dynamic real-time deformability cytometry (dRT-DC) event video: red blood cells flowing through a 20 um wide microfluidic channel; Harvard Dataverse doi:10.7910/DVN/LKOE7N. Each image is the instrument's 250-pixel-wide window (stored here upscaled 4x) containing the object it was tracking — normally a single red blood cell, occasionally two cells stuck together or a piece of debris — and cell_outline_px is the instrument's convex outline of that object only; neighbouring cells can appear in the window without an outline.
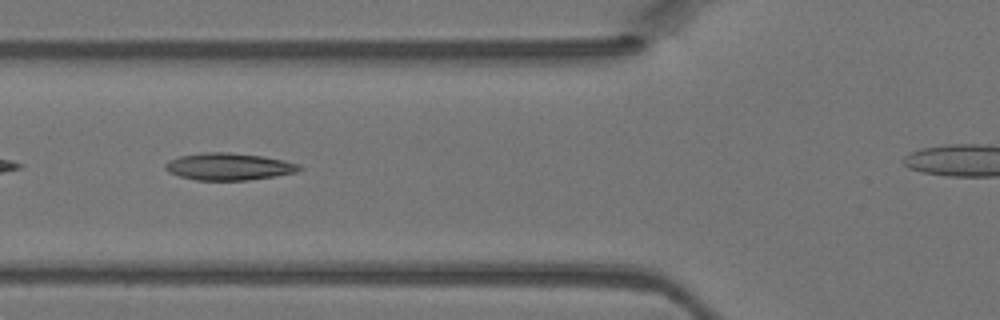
{"species": "Egyptian fruit bat (a non-hibernating species)", "species_latin": "Rousettus aegyptiacus", "temperature_condition": "warm", "stored_images_in_passage": 38, "camera_frame_rate_fps": 3000, "um_per_image_px": 0.085, "animal": {"sex": "female"}, "frame": {"image": 1, "passage_image": 15, "time_ms": 4.667, "image_size_px": [1000, 320], "cell_outline_px": [[304, 168], [296, 172], [276, 176], [248, 180], [196, 180], [180, 176], [168, 172], [164, 168], [164, 164], [168, 160], [180, 156], [204, 152], [228, 152], [264, 156], [284, 160], [300, 164]], "centroid_in_image_um": [19.46, 14.15], "position_along_channel_um": 106.3, "area_um2": 21.33}}
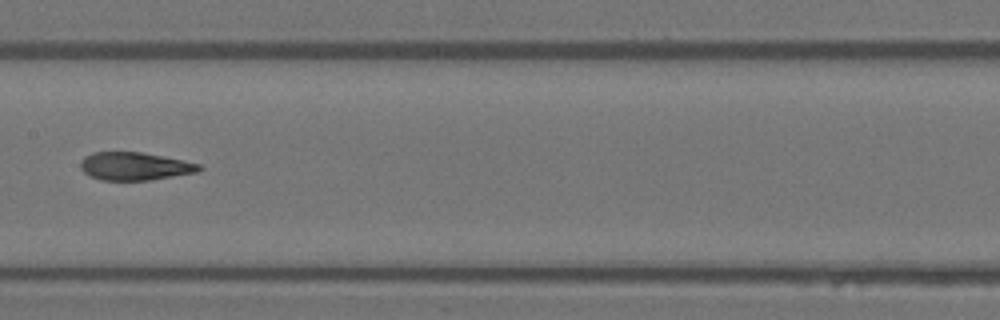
{"frame": {"image": 2, "passage_image": 21, "time_ms": 6.667, "image_size_px": [1000, 320], "cell_outline_px": [[204, 168], [196, 172], [148, 180], [100, 180], [88, 176], [80, 168], [80, 160], [84, 156], [92, 152], [140, 152], [200, 164]], "centroid_in_image_um": [11.37, 14.13], "position_along_channel_um": 196.0, "area_um2": 19.19}}
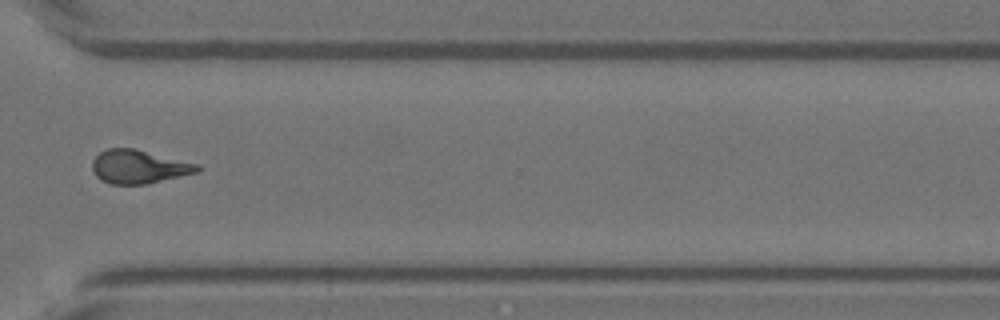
{"frame": {"image": 3, "passage_image": 32, "time_ms": 10.333, "image_size_px": [1000, 320], "cell_outline_px": [[200, 172], [148, 184], [112, 184], [100, 180], [96, 176], [92, 168], [92, 160], [100, 152], [108, 148], [136, 148], [200, 164]], "centroid_in_image_um": [11.83, 14.17], "position_along_channel_um": 358.8, "area_um2": 20.87}}